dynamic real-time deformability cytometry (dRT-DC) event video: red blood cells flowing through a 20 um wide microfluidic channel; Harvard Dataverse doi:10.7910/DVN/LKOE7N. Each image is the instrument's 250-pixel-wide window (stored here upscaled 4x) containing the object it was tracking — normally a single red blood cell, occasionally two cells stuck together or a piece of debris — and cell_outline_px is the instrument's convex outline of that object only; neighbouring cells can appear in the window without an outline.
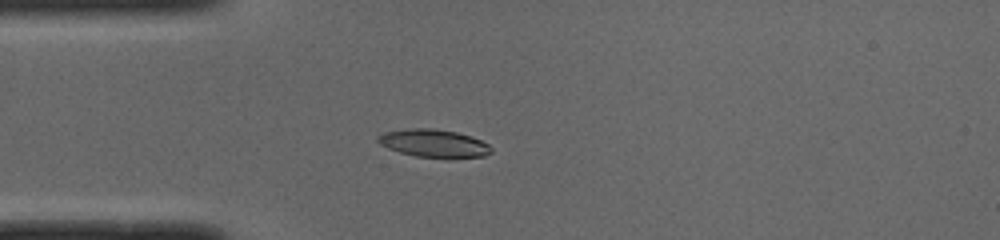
{"species": "common noctule bat (a hibernating species)", "species_latin": "Nyctalus noctula", "temperature_condition": "cold", "stored_images_in_passage": 49, "camera_frame_rate_fps": 3000, "um_per_image_px": 0.085, "animal": {"sex": "male", "body_mass_g": 19.0, "forearm_length_mm": 50.8}, "frame": {"image": 1, "passage_image": 12, "time_ms": 3.667, "image_size_px": [1000, 240], "cell_outline_px": [[492, 152], [484, 156], [448, 160], [416, 156], [400, 152], [388, 148], [380, 144], [376, 140], [376, 136], [384, 132], [408, 128], [432, 128], [456, 132], [472, 136], [488, 144], [492, 148]], "centroid_in_image_um": [36.9, 12.21], "position_along_channel_um": 48.1, "area_um2": 18.96}}
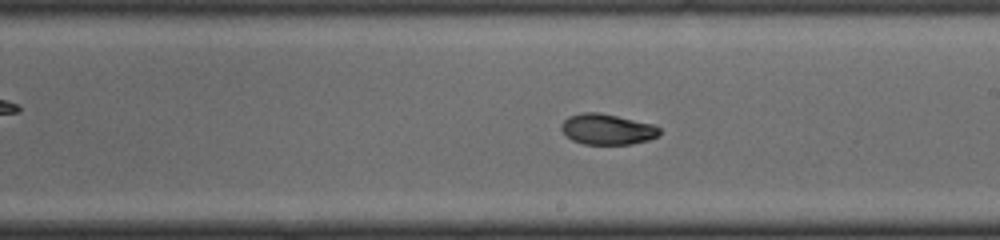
{"frame": {"image": 2, "passage_image": 27, "time_ms": 8.667, "image_size_px": [1000, 240], "cell_outline_px": [[660, 136], [648, 140], [632, 144], [584, 144], [572, 140], [560, 128], [560, 124], [568, 116], [580, 112], [596, 112], [656, 124], [660, 128]], "centroid_in_image_um": [51.64, 10.98], "position_along_channel_um": 237.4, "area_um2": 17.69}}
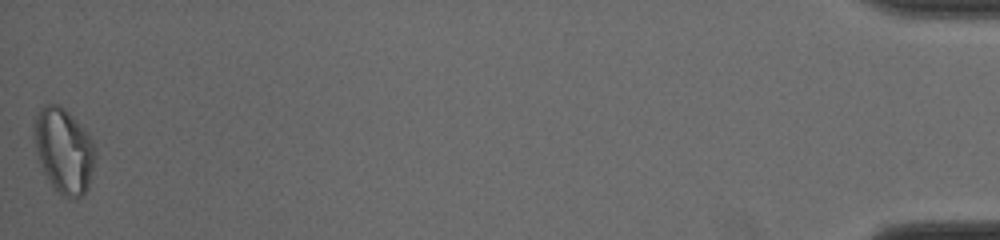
{"frame": {"image": 3, "passage_image": 49, "time_ms": 16.0, "image_size_px": [1000, 240], "cell_outline_px": [[96, 156], [88, 188], [76, 200], [72, 200], [64, 196], [52, 184], [44, 172], [36, 152], [32, 124], [40, 108], [44, 104], [60, 104], [76, 120], [92, 140], [96, 152]], "centroid_in_image_um": [5.42, 12.78], "position_along_channel_um": 429.8, "area_um2": 30.11}, "authors_computed_cell_mechanics": {"area_um2": 18.0914, "velocity_mm_per_s": 3.9843, "shape_relaxation_time_tau1_ms": null, "shape_relaxation_time_tau2_ms": 3.5542, "deformation_change_tau1": null, "deformation_change_tau2": 0.0757}}